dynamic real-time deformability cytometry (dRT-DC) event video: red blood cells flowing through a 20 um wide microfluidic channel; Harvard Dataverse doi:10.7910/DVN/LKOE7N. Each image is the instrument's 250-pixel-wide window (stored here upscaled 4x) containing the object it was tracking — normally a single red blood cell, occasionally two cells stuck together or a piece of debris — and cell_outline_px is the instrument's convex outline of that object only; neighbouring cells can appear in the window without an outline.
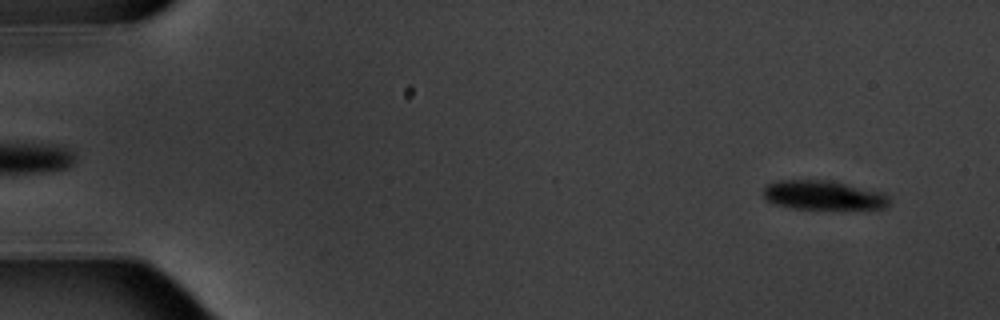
{"species": "common noctule bat (a hibernating species)", "species_latin": "Nyctalus noctula", "temperature_condition": "warm", "stored_images_in_passage": 6, "camera_frame_rate_fps": 3000, "um_per_image_px": 0.085, "animal": {"sex": "male", "body_mass_g": 20.1, "forearm_length_mm": 53.5}, "frame": {"image": 1, "passage_image": 1, "time_ms": 0.0, "image_size_px": [1000, 320], "cell_outline_px": [[892, 204], [888, 208], [792, 208], [776, 204], [764, 200], [764, 188], [768, 184], [776, 180], [828, 180], [884, 192], [892, 200]], "centroid_in_image_um": [70.02, 16.58], "position_along_channel_um": 15.0, "area_um2": 21.44}}
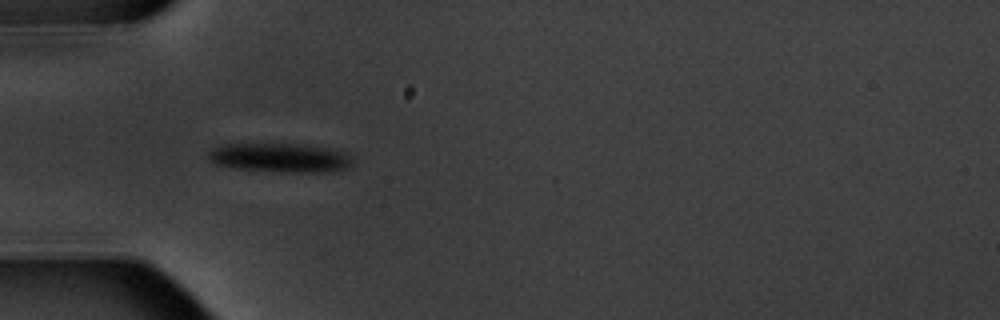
{"frame": {"image": 2, "passage_image": 5, "time_ms": 4.667, "image_size_px": [1000, 320], "cell_outline_px": [[352, 164], [348, 168], [320, 172], [288, 172], [236, 168], [216, 164], [208, 156], [208, 152], [212, 148], [220, 144], [300, 144], [340, 148], [348, 152], [352, 160]], "centroid_in_image_um": [23.89, 13.38], "position_along_channel_um": 61.1, "area_um2": 24.68}}
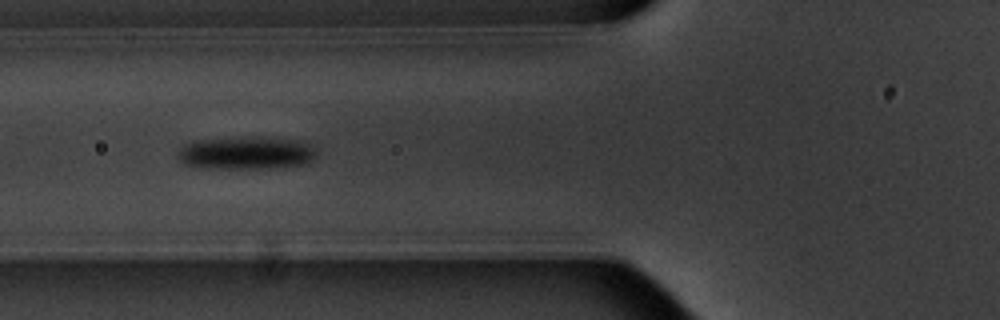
{"frame": {"image": 3, "passage_image": 6, "time_ms": 6.0, "image_size_px": [1000, 320], "cell_outline_px": [[316, 156], [308, 164], [272, 168], [200, 168], [184, 164], [176, 156], [180, 148], [184, 144], [196, 140], [244, 136], [256, 136], [308, 140], [316, 148]], "centroid_in_image_um": [20.99, 12.98], "position_along_channel_um": 104.8, "area_um2": 27.51}}